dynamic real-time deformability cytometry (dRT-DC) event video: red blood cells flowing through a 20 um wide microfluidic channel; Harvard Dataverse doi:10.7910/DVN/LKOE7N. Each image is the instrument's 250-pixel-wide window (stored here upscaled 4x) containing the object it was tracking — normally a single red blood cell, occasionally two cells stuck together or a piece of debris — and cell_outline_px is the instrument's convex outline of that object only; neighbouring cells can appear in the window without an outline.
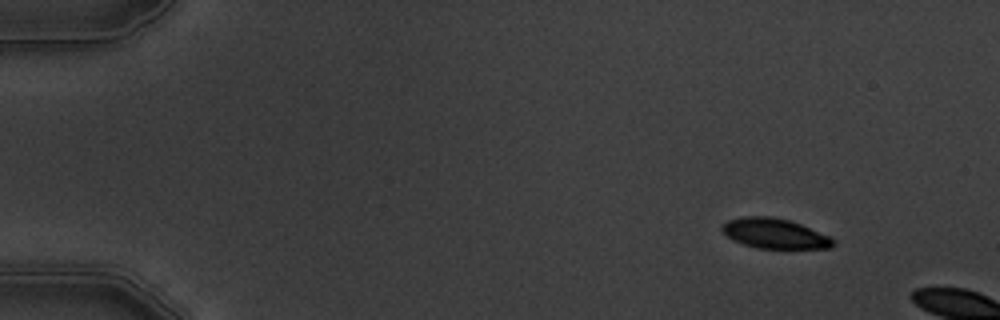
{"species": "common noctule bat (a hibernating species)", "species_latin": "Nyctalus noctula", "temperature_condition": "warm", "stored_images_in_passage": 2, "camera_frame_rate_fps": 3000, "um_per_image_px": 0.085, "animal": {"sex": "male", "body_mass_g": 19.5, "forearm_length_mm": 54.6}, "frame": {"image": 1, "passage_image": 1, "time_ms": 0.0, "image_size_px": [1000, 320], "cell_outline_px": [[836, 244], [832, 248], [756, 248], [732, 240], [720, 228], [728, 220], [744, 216], [772, 216], [788, 220], [800, 224], [828, 236], [836, 240]], "centroid_in_image_um": [65.85, 19.85], "position_along_channel_um": 19.1, "area_um2": 19.31}}